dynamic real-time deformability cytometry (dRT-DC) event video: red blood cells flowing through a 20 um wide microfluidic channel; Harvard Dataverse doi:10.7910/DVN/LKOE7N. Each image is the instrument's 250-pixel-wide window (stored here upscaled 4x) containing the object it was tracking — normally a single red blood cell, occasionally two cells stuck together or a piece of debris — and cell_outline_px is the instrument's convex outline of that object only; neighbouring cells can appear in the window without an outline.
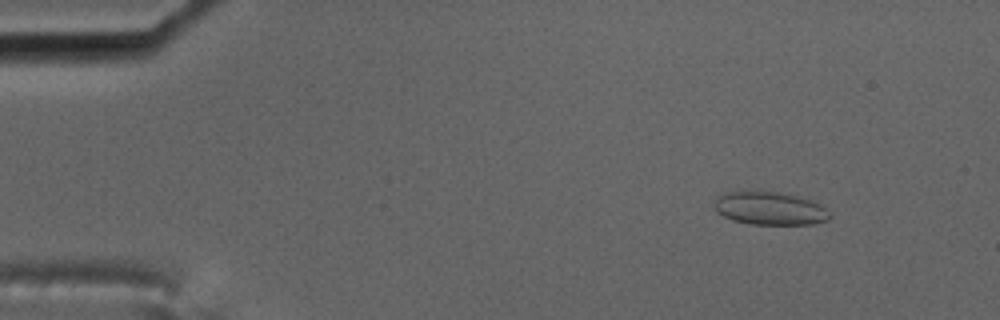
{"species": "common noctule bat (a hibernating species)", "species_latin": "Nyctalus noctula", "temperature_condition": "cold", "stored_images_in_passage": 58, "camera_frame_rate_fps": 3000, "um_per_image_px": 0.085, "animal": {"sex": "male", "body_mass_g": 17.5, "forearm_length_mm": 52.3}, "frame": {"image": 1, "passage_image": 7, "time_ms": 2.0, "image_size_px": [1000, 320], "cell_outline_px": [[832, 216], [828, 220], [812, 224], [752, 224], [732, 220], [716, 212], [716, 196], [720, 192], [776, 192], [800, 196], [832, 212]], "centroid_in_image_um": [65.43, 17.72], "position_along_channel_um": 19.6, "area_um2": 22.02}}
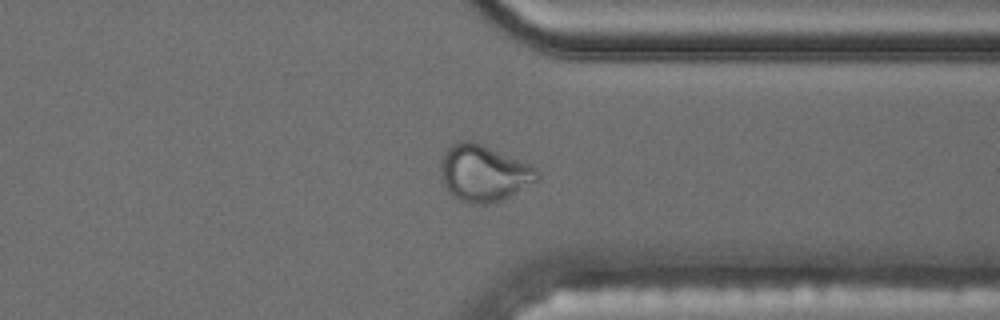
{"frame": {"image": 2, "passage_image": 45, "time_ms": 14.667, "image_size_px": [1000, 320], "cell_outline_px": [[540, 180], [500, 200], [488, 204], [472, 204], [460, 200], [452, 196], [448, 192], [440, 180], [440, 160], [444, 152], [452, 144], [460, 140], [468, 140], [480, 144], [532, 164], [540, 172]], "centroid_in_image_um": [41.1, 14.72], "position_along_channel_um": 370.3, "area_um2": 32.08}}